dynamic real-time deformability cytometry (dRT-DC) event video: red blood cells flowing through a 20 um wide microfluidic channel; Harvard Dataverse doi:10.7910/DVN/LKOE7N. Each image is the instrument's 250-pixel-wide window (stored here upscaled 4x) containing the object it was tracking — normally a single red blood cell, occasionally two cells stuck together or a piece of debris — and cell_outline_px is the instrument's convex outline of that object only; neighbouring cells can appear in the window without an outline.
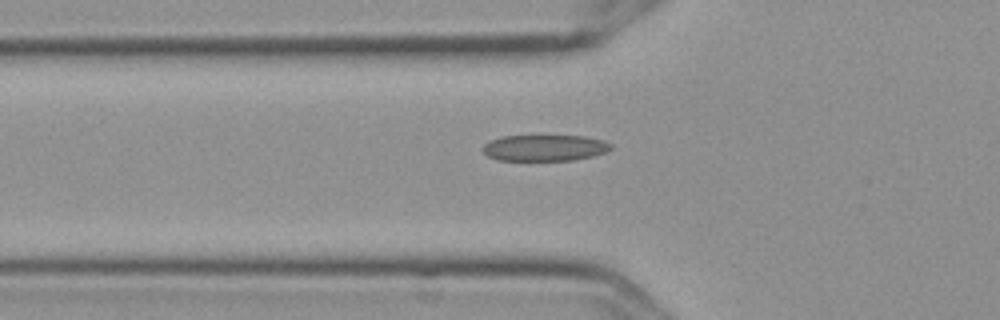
{"species": "Egyptian fruit bat (a non-hibernating species)", "species_latin": "Rousettus aegyptiacus", "temperature_condition": "cold", "stored_images_in_passage": 4, "segment_of_instrument_passage": [2, 2], "camera_frame_rate_fps": 3000, "um_per_image_px": 0.085, "frame": {"image": 1, "passage_image": 4, "time_ms": 1.0, "image_size_px": [1000, 320], "cell_outline_px": [[612, 148], [604, 152], [592, 156], [572, 160], [496, 160], [488, 156], [484, 152], [484, 144], [488, 140], [500, 136], [584, 136], [604, 140], [612, 144]], "centroid_in_image_um": [46.28, 12.56], "position_along_channel_um": 79.5, "area_um2": 19.54}}